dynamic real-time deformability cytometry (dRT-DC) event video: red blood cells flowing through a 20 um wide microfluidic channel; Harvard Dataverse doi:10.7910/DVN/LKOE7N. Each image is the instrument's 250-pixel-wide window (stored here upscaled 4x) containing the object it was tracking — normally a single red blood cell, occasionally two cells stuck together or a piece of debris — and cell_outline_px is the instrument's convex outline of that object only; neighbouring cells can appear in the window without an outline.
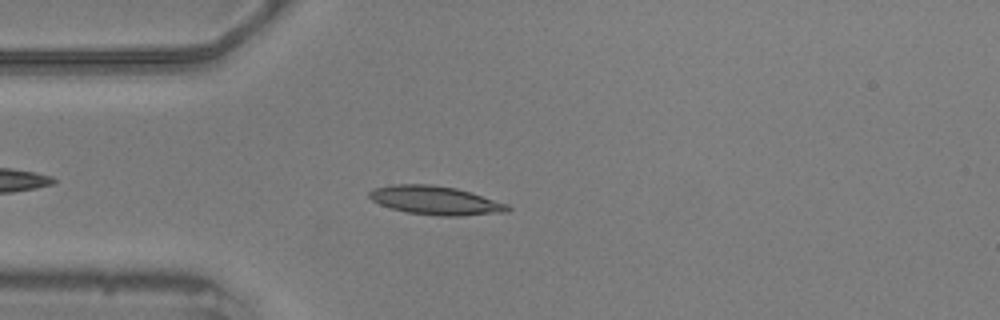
{"species": "common noctule bat (a hibernating species)", "species_latin": "Nyctalus noctula", "temperature_condition": "warm", "stored_images_in_passage": 42, "camera_frame_rate_fps": 3000, "um_per_image_px": 0.085, "animal": {"sex": "male", "body_mass_g": 20.5, "forearm_length_mm": 52.5}, "frame": {"image": 1, "passage_image": 7, "time_ms": 2.0, "image_size_px": [1000, 320], "cell_outline_px": [[512, 208], [508, 212], [460, 216], [436, 216], [408, 212], [392, 208], [380, 204], [372, 200], [368, 196], [368, 192], [372, 188], [392, 184], [432, 184], [456, 188], [472, 192], [508, 204]], "centroid_in_image_um": [37.03, 17.03], "position_along_channel_um": 48.0, "area_um2": 23.35}}
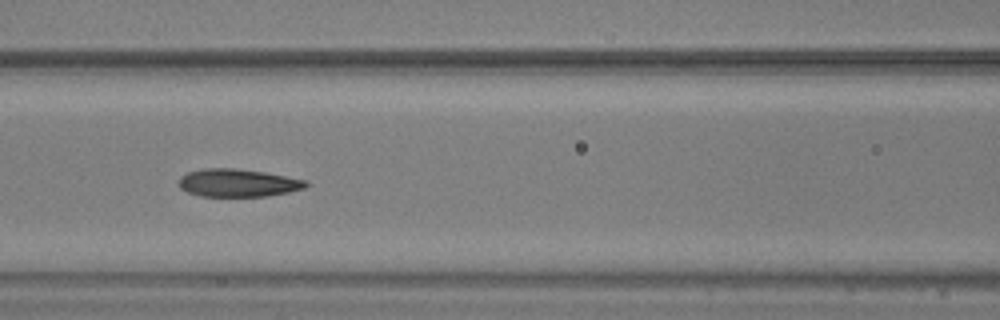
{"frame": {"image": 2, "passage_image": 16, "time_ms": 5.0, "image_size_px": [1000, 320], "cell_outline_px": [[308, 184], [304, 188], [288, 192], [268, 196], [200, 196], [188, 192], [180, 188], [180, 176], [188, 172], [204, 168], [232, 168], [264, 172], [308, 180]], "centroid_in_image_um": [20.23, 15.54], "position_along_channel_um": 146.4, "area_um2": 20.52}}
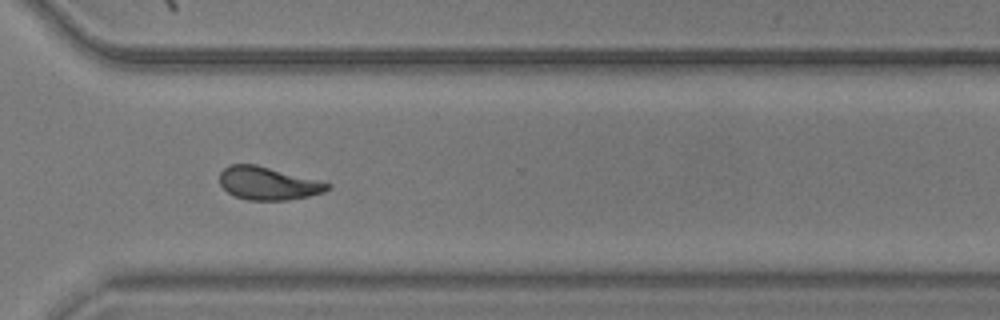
{"frame": {"image": 3, "passage_image": 33, "time_ms": 10.667, "image_size_px": [1000, 320], "cell_outline_px": [[332, 188], [324, 192], [308, 196], [288, 200], [248, 200], [236, 196], [228, 192], [220, 184], [220, 172], [228, 164], [256, 164], [332, 184]], "centroid_in_image_um": [22.78, 15.58], "position_along_channel_um": 347.8, "area_um2": 20.63}, "authors_computed_cell_mechanics": {"area_um2": 21.0681, "velocity_mm_per_s": 3.5645, "shape_relaxation_time_tau1_ms": 4.5895, "shape_relaxation_time_tau2_ms": 2.0674, "deformation_change_tau1": 0.1815, "deformation_change_tau2": 0.0915}}